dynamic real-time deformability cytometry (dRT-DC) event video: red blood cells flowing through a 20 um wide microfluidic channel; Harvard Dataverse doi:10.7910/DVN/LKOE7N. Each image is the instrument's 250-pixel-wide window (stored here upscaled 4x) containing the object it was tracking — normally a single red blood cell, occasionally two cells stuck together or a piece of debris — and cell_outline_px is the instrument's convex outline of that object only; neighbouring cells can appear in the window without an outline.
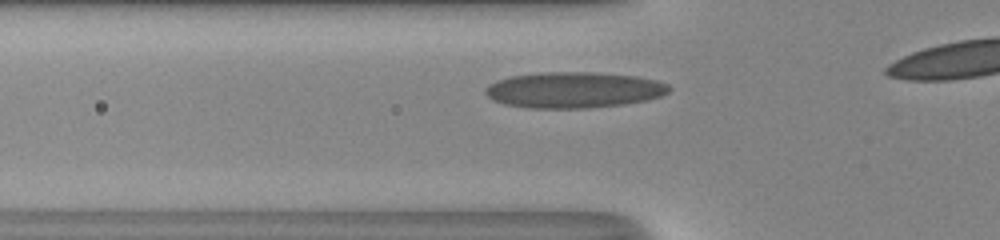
{"species": "human", "species_latin": "Homo sapiens", "temperature_condition": "room temperature", "stored_images_in_passage": 29, "camera_frame_rate_fps": 3000, "um_per_image_px": 0.085, "donor": {"sex": "male"}, "frame": {"image": 1, "passage_image": 5, "time_ms": 1.333, "image_size_px": [1000, 240], "cell_outline_px": [[672, 88], [668, 92], [660, 96], [648, 100], [624, 104], [588, 108], [528, 108], [504, 104], [492, 100], [484, 92], [484, 88], [488, 84], [496, 80], [512, 76], [544, 72], [592, 72], [636, 76], [656, 80], [668, 84]], "centroid_in_image_um": [48.76, 7.65], "position_along_channel_um": 77.0, "area_um2": 38.67}}
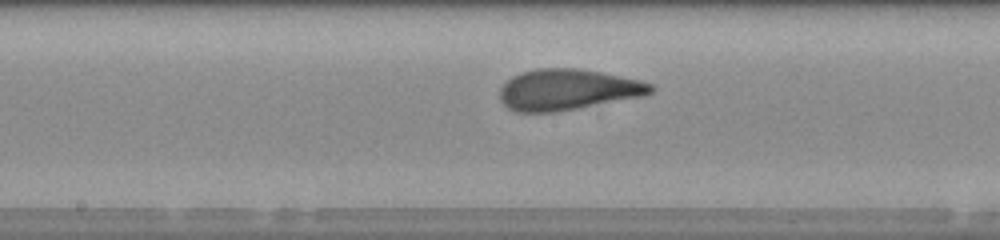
{"frame": {"image": 2, "passage_image": 14, "time_ms": 4.333, "image_size_px": [1000, 240], "cell_outline_px": [[656, 88], [652, 92], [644, 96], [580, 108], [556, 112], [516, 112], [508, 108], [500, 100], [500, 88], [512, 76], [520, 72], [540, 68], [576, 68], [600, 72], [640, 80], [652, 84]], "centroid_in_image_um": [48.26, 7.62], "position_along_channel_um": 199.9, "area_um2": 36.13}}
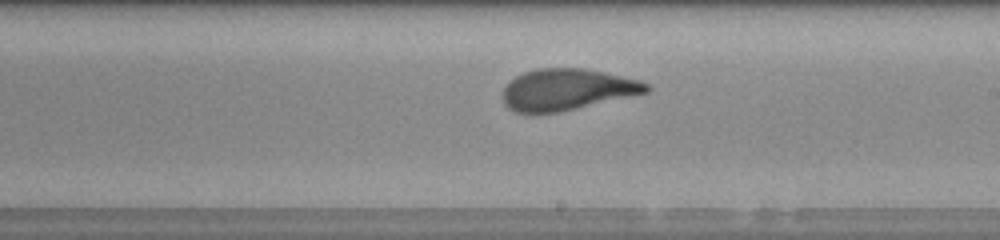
{"frame": {"image": 3, "passage_image": 17, "time_ms": 5.333, "image_size_px": [1000, 240], "cell_outline_px": [[652, 88], [648, 92], [560, 112], [516, 112], [508, 108], [504, 104], [504, 88], [516, 76], [524, 72], [540, 68], [584, 68], [604, 72], [640, 80], [648, 84]], "centroid_in_image_um": [48.23, 7.6], "position_along_channel_um": 240.8, "area_um2": 34.28}}